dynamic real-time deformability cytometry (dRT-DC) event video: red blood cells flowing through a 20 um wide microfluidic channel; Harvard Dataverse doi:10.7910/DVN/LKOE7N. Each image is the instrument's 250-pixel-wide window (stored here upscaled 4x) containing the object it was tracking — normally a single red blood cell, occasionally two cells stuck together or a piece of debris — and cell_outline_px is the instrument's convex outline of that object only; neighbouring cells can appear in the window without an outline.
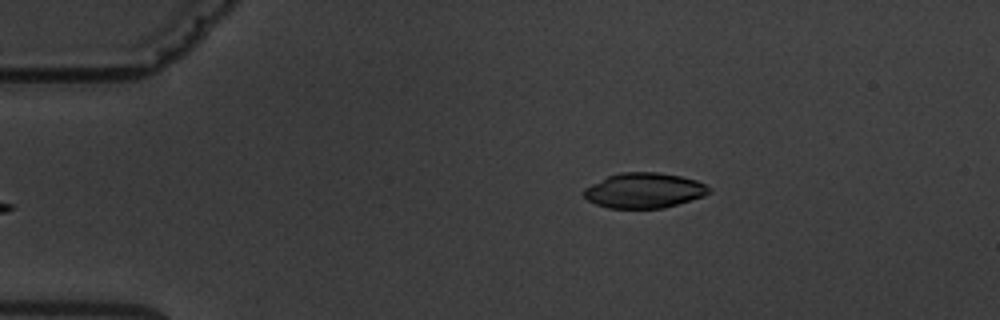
{"species": "common noctule bat (a hibernating species)", "species_latin": "Nyctalus noctula", "temperature_condition": "warm", "stored_images_in_passage": 4, "camera_frame_rate_fps": 3000, "um_per_image_px": 0.085, "animal": {"sex": "male", "body_mass_g": 19.5, "forearm_length_mm": 54.6}, "frame": {"image": 1, "passage_image": 4, "time_ms": 3.667, "image_size_px": [1000, 320], "cell_outline_px": [[712, 192], [704, 196], [664, 208], [608, 208], [596, 204], [588, 200], [584, 196], [584, 188], [608, 176], [620, 172], [660, 172], [680, 176], [696, 180], [712, 188]], "centroid_in_image_um": [54.78, 16.19], "position_along_channel_um": 30.2, "area_um2": 25.66}}